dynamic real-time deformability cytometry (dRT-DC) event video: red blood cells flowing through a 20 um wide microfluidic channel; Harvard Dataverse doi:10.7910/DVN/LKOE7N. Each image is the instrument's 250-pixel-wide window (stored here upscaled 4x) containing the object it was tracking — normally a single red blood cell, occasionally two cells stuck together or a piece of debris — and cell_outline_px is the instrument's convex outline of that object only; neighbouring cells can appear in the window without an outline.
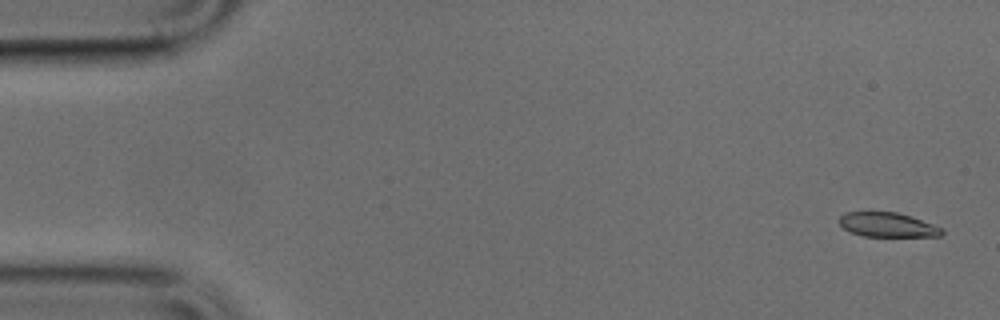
{"species": "common noctule bat (a hibernating species)", "species_latin": "Nyctalus noctula", "temperature_condition": "cold", "stored_images_in_passage": 25, "camera_frame_rate_fps": 3000, "um_per_image_px": 0.085, "animal": {"sex": "male", "body_mass_g": 17.9, "forearm_length_mm": 54.2}, "frame": {"image": 1, "passage_image": 2, "time_ms": 0.333, "image_size_px": [1000, 320], "cell_outline_px": [[944, 232], [940, 236], [864, 236], [852, 232], [844, 228], [836, 220], [840, 216], [848, 212], [896, 212], [912, 216], [944, 228]], "centroid_in_image_um": [75.46, 19.1], "position_along_channel_um": 9.5, "area_um2": 14.62}}
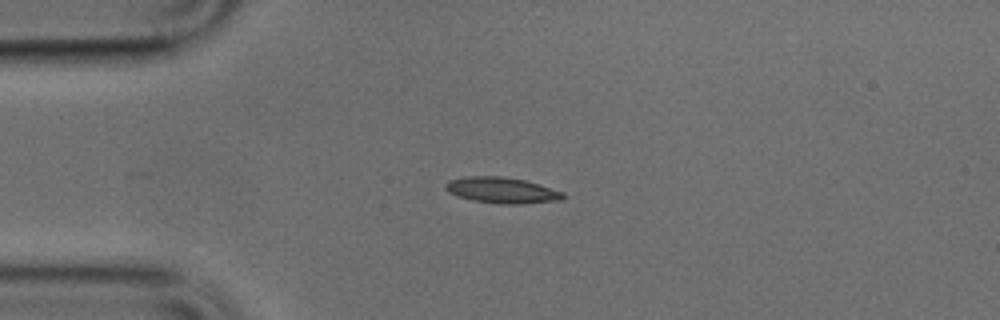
{"frame": {"image": 2, "passage_image": 12, "time_ms": 3.667, "image_size_px": [1000, 320], "cell_outline_px": [[564, 200], [520, 204], [500, 204], [472, 200], [456, 196], [448, 192], [444, 188], [444, 184], [448, 180], [468, 176], [500, 176], [524, 180], [540, 184], [564, 192]], "centroid_in_image_um": [42.65, 16.17], "position_along_channel_um": 42.3, "area_um2": 17.98}}
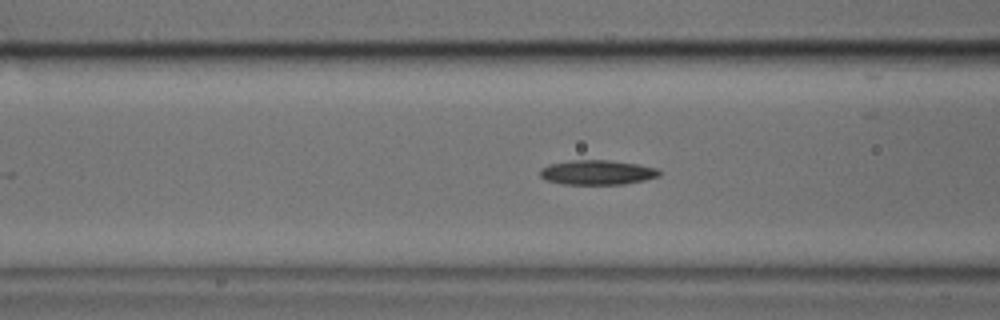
{"frame": {"image": 3, "passage_image": 19, "time_ms": 6.0, "image_size_px": [1000, 320], "cell_outline_px": [[660, 176], [644, 180], [624, 184], [564, 184], [544, 180], [540, 176], [540, 168], [548, 164], [572, 160], [608, 160], [640, 164], [656, 168], [660, 172]], "centroid_in_image_um": [50.74, 14.65], "position_along_channel_um": 115.9, "area_um2": 17.22}}